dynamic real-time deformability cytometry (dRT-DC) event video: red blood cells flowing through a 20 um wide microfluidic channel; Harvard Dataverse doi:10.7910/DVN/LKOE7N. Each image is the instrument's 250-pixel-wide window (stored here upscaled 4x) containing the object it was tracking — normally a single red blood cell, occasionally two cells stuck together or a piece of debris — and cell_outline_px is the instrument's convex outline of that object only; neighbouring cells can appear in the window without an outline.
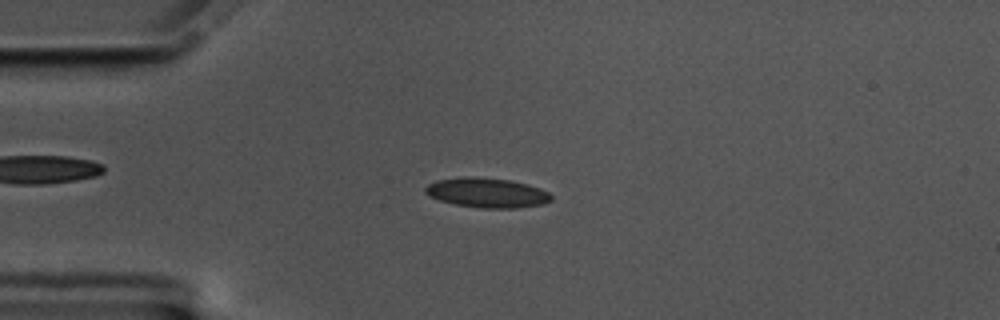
{"species": "common noctule bat (a hibernating species)", "species_latin": "Nyctalus noctula", "temperature_condition": "cold", "stored_images_in_passage": 57, "camera_frame_rate_fps": 3000, "um_per_image_px": 0.085, "animal": {"sex": "male", "body_mass_g": 17.5, "forearm_length_mm": 52.3}, "frame": {"image": 1, "passage_image": 14, "time_ms": 4.333, "image_size_px": [1000, 320], "cell_outline_px": [[552, 200], [544, 204], [516, 208], [480, 208], [456, 204], [440, 200], [428, 196], [424, 192], [424, 188], [428, 184], [436, 180], [512, 180], [528, 184], [540, 188], [548, 192], [552, 196]], "centroid_in_image_um": [41.47, 16.44], "position_along_channel_um": 43.5, "area_um2": 20.81}}
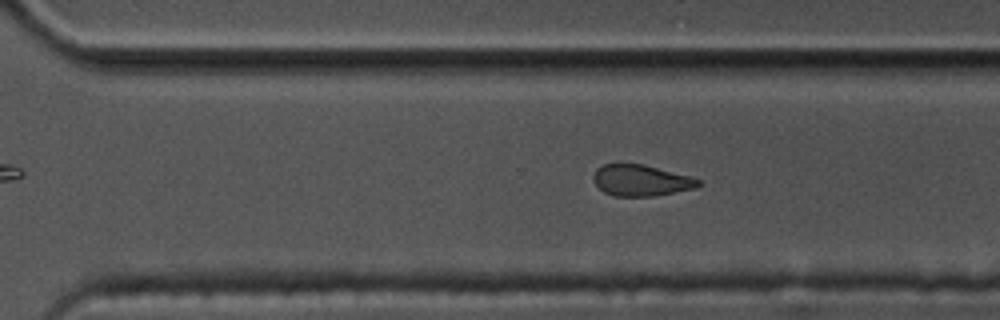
{"frame": {"image": 2, "passage_image": 39, "time_ms": 12.667, "image_size_px": [1000, 320], "cell_outline_px": [[704, 184], [696, 188], [652, 196], [616, 196], [604, 192], [592, 180], [592, 176], [596, 168], [604, 164], [644, 164], [688, 176], [700, 180]], "centroid_in_image_um": [54.47, 15.33], "position_along_channel_um": 316.1, "area_um2": 19.02}}
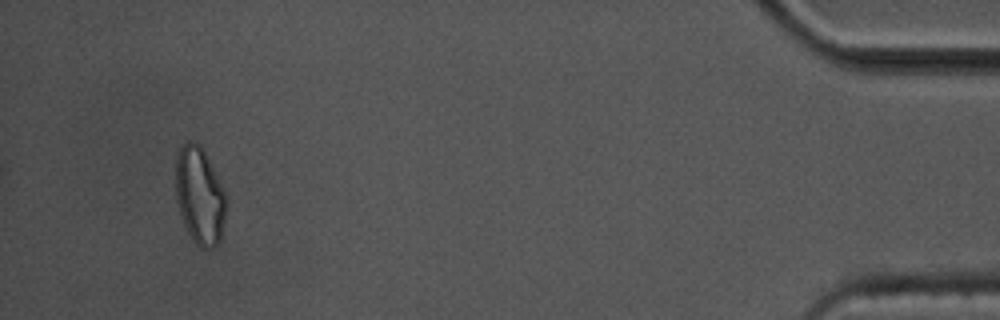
{"frame": {"image": 3, "passage_image": 54, "time_ms": 17.667, "image_size_px": [1000, 320], "cell_outline_px": [[228, 208], [220, 240], [212, 248], [200, 248], [192, 240], [184, 224], [176, 200], [176, 156], [180, 148], [188, 140], [192, 140], [200, 144], [224, 192]], "centroid_in_image_um": [16.97, 16.66], "position_along_channel_um": 418.2, "area_um2": 28.44}, "authors_computed_cell_mechanics": {"area_um2": 20.6346, "velocity_mm_per_s": 3.5078, "shape_relaxation_time_tau1_ms": 6.8834, "shape_relaxation_time_tau2_ms": 3.7731, "deformation_change_tau1": 0.1196, "deformation_change_tau2": 0.0823}}